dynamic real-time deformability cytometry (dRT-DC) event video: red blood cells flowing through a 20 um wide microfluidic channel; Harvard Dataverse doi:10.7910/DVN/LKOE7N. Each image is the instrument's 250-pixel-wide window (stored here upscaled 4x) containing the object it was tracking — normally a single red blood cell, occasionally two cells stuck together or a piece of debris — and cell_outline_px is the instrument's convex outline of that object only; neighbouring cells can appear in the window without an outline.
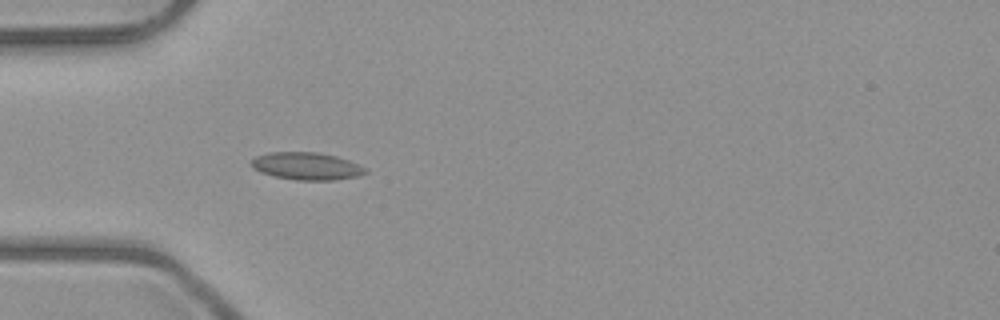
{"species": "common noctule bat (a hibernating species)", "species_latin": "Nyctalus noctula", "temperature_condition": "room temperature", "stored_images_in_passage": 4, "camera_frame_rate_fps": 3000, "um_per_image_px": 0.085, "animal": {"sex": "male", "body_mass_g": 23.1, "forearm_length_mm": 52.7}, "frame": {"image": 1, "passage_image": 4, "time_ms": 4.333, "image_size_px": [1000, 320], "cell_outline_px": [[368, 172], [356, 176], [332, 180], [296, 180], [276, 176], [260, 172], [252, 168], [252, 160], [256, 156], [268, 152], [316, 152], [336, 156], [348, 160], [368, 168]], "centroid_in_image_um": [26.06, 14.11], "position_along_channel_um": 58.9, "area_um2": 18.15}}